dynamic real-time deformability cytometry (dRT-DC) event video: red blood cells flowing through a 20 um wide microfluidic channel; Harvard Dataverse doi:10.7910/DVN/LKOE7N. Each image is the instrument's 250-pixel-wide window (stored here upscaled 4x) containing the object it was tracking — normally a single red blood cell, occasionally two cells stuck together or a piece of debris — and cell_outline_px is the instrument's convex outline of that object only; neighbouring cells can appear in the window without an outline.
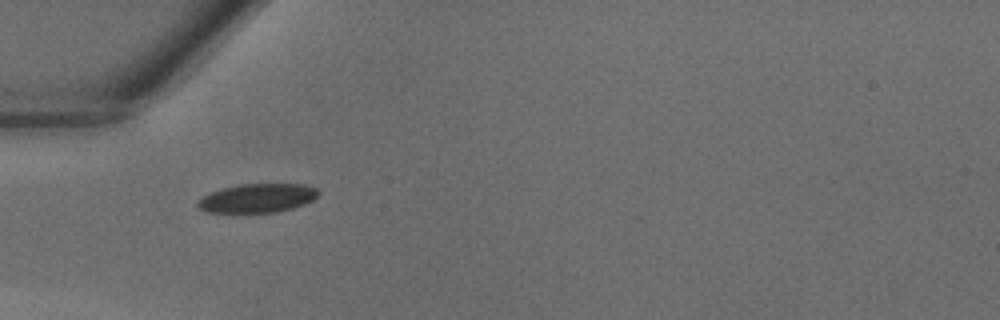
{"species": "common noctule bat (a hibernating species)", "species_latin": "Nyctalus noctula", "temperature_condition": "warm", "stored_images_in_passage": 29, "camera_frame_rate_fps": 3000, "um_per_image_px": 0.085, "animal": {"sex": "male", "body_mass_g": 18.8}, "frame": {"image": 1, "passage_image": 1, "time_ms": 0.0, "image_size_px": [1000, 320], "cell_outline_px": [[320, 192], [312, 200], [304, 204], [292, 208], [276, 212], [204, 212], [196, 204], [204, 196], [212, 192], [224, 188], [240, 184], [304, 184], [316, 188]], "centroid_in_image_um": [21.9, 16.84], "position_along_channel_um": 63.1, "area_um2": 20.0}}
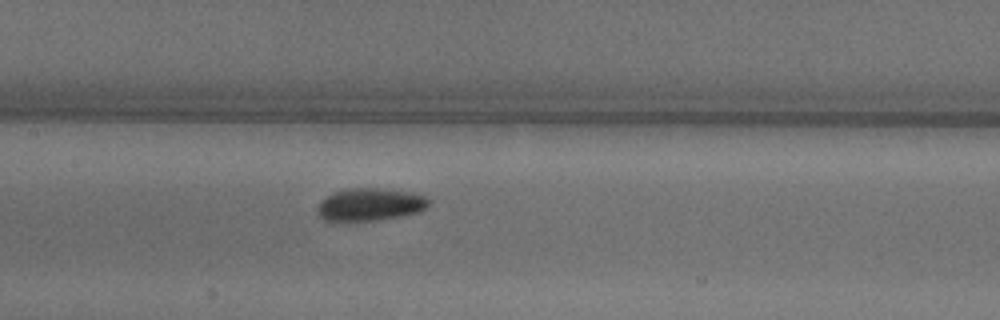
{"frame": {"image": 2, "passage_image": 8, "time_ms": 2.333, "image_size_px": [1000, 320], "cell_outline_px": [[428, 204], [424, 208], [416, 212], [376, 220], [332, 224], [328, 224], [320, 216], [316, 208], [320, 200], [332, 192], [352, 188], [388, 188], [412, 192], [424, 196], [428, 200]], "centroid_in_image_um": [31.32, 17.4], "position_along_channel_um": 176.1, "area_um2": 21.68}}
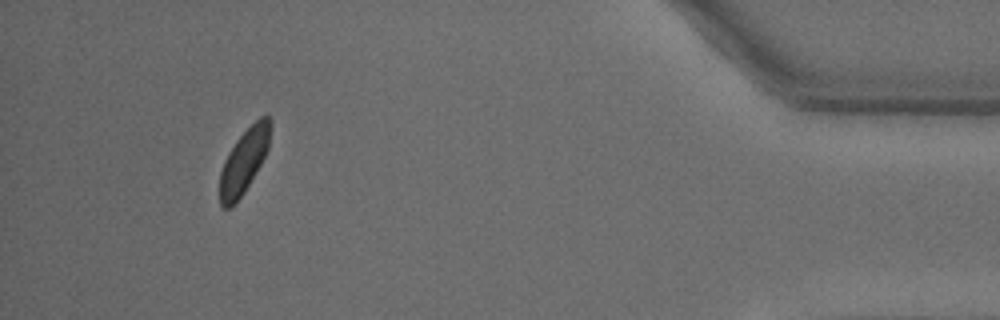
{"frame": {"image": 3, "passage_image": 26, "time_ms": 8.333, "image_size_px": [1000, 320], "cell_outline_px": [[272, 128], [268, 148], [260, 164], [244, 192], [228, 208], [224, 208], [220, 204], [220, 172], [224, 160], [228, 152], [236, 140], [260, 116], [268, 112], [272, 120]], "centroid_in_image_um": [20.77, 13.6], "position_along_channel_um": 414.4, "area_um2": 18.79}}